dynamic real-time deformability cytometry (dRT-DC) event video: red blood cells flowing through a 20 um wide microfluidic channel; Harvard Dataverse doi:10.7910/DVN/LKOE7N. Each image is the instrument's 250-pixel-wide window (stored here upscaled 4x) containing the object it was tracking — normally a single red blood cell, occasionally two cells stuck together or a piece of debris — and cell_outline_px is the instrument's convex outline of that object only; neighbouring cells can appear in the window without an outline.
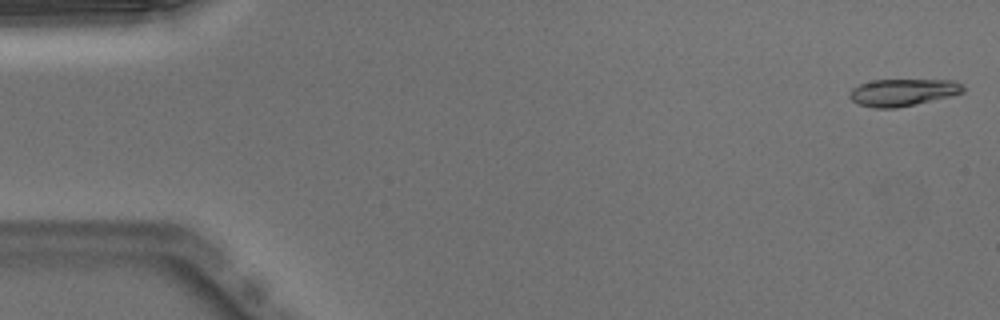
{"species": "Egyptian fruit bat (a non-hibernating species)", "species_latin": "Rousettus aegyptiacus", "temperature_condition": "warm", "stored_images_in_passage": 50, "camera_frame_rate_fps": 3000, "um_per_image_px": 0.085, "animal": {"sex": "male"}, "frame": {"image": 1, "passage_image": 1, "time_ms": 0.0, "image_size_px": [1000, 320], "cell_outline_px": [[964, 92], [896, 108], [872, 108], [860, 104], [852, 100], [848, 96], [848, 92], [852, 88], [860, 84], [872, 80], [952, 80], [960, 84], [964, 88]], "centroid_in_image_um": [76.66, 7.84], "position_along_channel_um": 8.3, "area_um2": 17.63}}
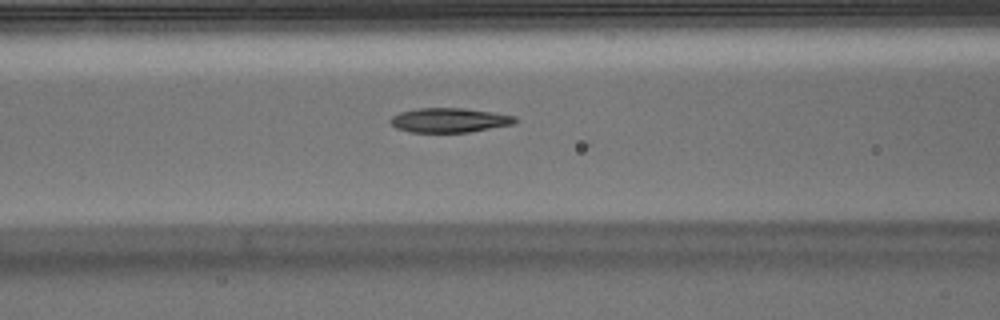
{"frame": {"image": 2, "passage_image": 20, "time_ms": 6.333, "image_size_px": [1000, 320], "cell_outline_px": [[516, 120], [512, 124], [468, 132], [412, 132], [396, 128], [388, 120], [392, 116], [400, 112], [416, 108], [464, 108], [492, 112], [516, 116]], "centroid_in_image_um": [38.15, 10.21], "position_along_channel_um": 128.4, "area_um2": 17.63}}
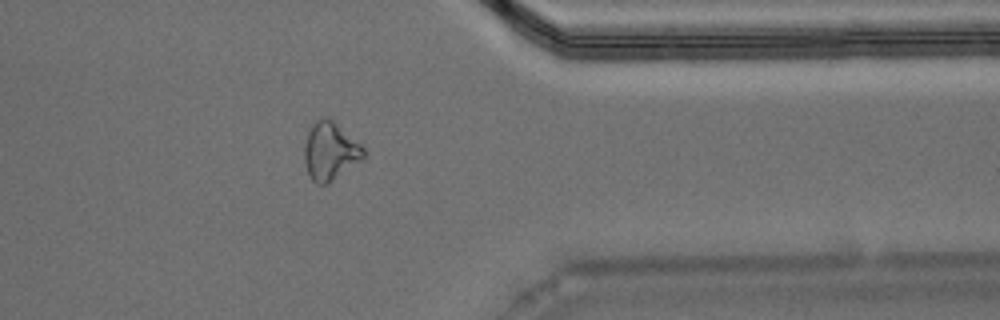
{"frame": {"image": 3, "passage_image": 40, "time_ms": 13.0, "image_size_px": [1000, 320], "cell_outline_px": [[364, 156], [360, 160], [328, 184], [316, 184], [312, 180], [304, 164], [304, 144], [308, 132], [312, 124], [316, 120], [324, 116], [332, 120], [360, 144], [364, 148]], "centroid_in_image_um": [28.02, 12.85], "position_along_channel_um": 383.4, "area_um2": 19.71}, "authors_computed_cell_mechanics": {"area_um2": 18.207, "velocity_mm_per_s": 3.9961, "shape_relaxation_time_tau1_ms": null, "shape_relaxation_time_tau2_ms": 8.3335, "deformation_change_tau1": null, "deformation_change_tau2": 0.1807}}